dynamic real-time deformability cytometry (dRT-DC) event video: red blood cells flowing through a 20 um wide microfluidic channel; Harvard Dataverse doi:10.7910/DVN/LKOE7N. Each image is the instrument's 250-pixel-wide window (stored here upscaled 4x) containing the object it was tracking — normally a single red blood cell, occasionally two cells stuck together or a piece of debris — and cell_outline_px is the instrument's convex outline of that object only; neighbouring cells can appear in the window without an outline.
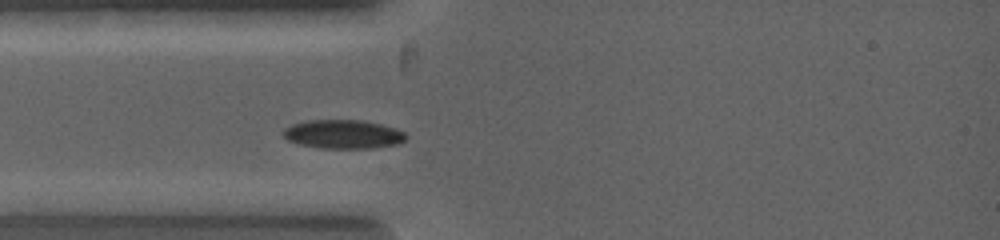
{"species": "common noctule bat (a hibernating species)", "species_latin": "Nyctalus noctula", "temperature_condition": "warm", "stored_images_in_passage": 1, "camera_frame_rate_fps": 5000, "um_per_image_px": 0.085, "animal": {"sex": "female", "body_mass_g": 19.0, "forearm_length_mm": 53.3}, "frame": {"image": 1, "passage_image": 1, "time_ms": 0.0, "image_size_px": [1000, 240], "cell_outline_px": [[408, 136], [404, 140], [396, 144], [372, 148], [320, 148], [300, 144], [288, 140], [284, 136], [284, 128], [292, 124], [304, 120], [364, 120], [396, 128], [404, 132]], "centroid_in_image_um": [29.17, 11.4], "position_along_channel_um": 55.8, "area_um2": 20.58}}